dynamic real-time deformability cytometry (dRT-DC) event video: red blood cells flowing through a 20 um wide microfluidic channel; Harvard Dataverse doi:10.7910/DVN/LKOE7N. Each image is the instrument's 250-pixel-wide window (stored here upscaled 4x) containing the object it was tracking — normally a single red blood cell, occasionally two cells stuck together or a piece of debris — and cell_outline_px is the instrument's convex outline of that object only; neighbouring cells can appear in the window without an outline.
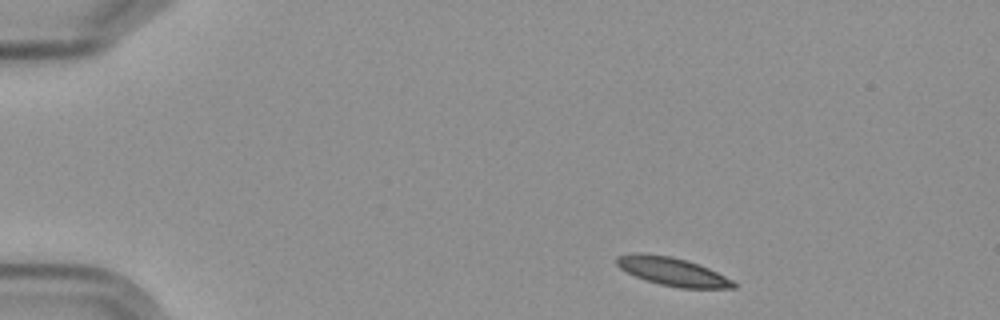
{"species": "Egyptian fruit bat (a non-hibernating species)", "species_latin": "Rousettus aegyptiacus", "temperature_condition": "cold", "stored_images_in_passage": 6, "camera_frame_rate_fps": 3000, "um_per_image_px": 0.085, "frame": {"image": 1, "passage_image": 1, "time_ms": 0.0, "image_size_px": [1000, 320], "cell_outline_px": [[736, 288], [680, 288], [660, 284], [644, 280], [620, 268], [616, 264], [616, 256], [640, 252], [672, 256], [688, 260], [708, 268], [732, 280], [736, 284]], "centroid_in_image_um": [57.14, 23.07], "position_along_channel_um": 27.9, "area_um2": 19.25}}
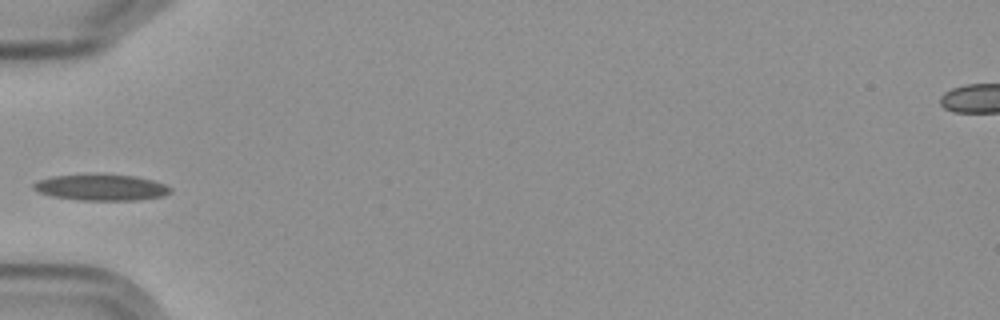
{"frame": {"image": 2, "passage_image": 4, "time_ms": 3.667, "image_size_px": [1000, 320], "cell_outline_px": [[172, 192], [164, 196], [140, 200], [76, 200], [52, 196], [40, 192], [32, 188], [32, 184], [36, 180], [52, 176], [136, 176], [152, 180], [164, 184], [172, 188]], "centroid_in_image_um": [8.62, 15.96], "position_along_channel_um": 76.4, "area_um2": 20.4}}
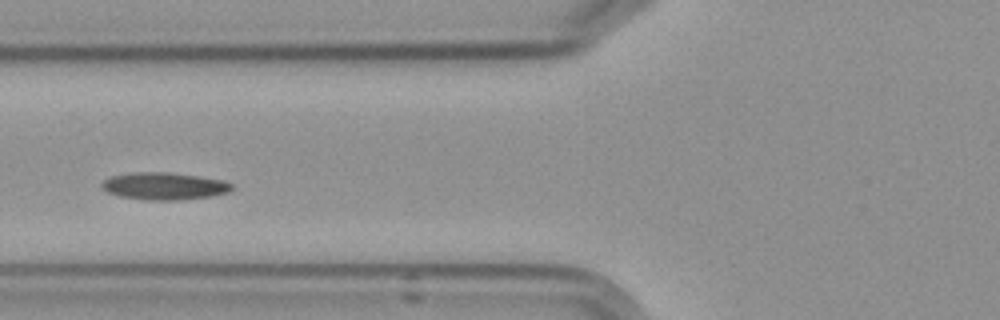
{"frame": {"image": 3, "passage_image": 5, "time_ms": 4.667, "image_size_px": [1000, 320], "cell_outline_px": [[232, 188], [228, 192], [212, 196], [180, 200], [148, 200], [120, 196], [108, 192], [100, 184], [108, 176], [132, 172], [168, 172], [200, 176], [224, 180], [232, 184]], "centroid_in_image_um": [13.96, 15.81], "position_along_channel_um": 111.8, "area_um2": 20.75}}